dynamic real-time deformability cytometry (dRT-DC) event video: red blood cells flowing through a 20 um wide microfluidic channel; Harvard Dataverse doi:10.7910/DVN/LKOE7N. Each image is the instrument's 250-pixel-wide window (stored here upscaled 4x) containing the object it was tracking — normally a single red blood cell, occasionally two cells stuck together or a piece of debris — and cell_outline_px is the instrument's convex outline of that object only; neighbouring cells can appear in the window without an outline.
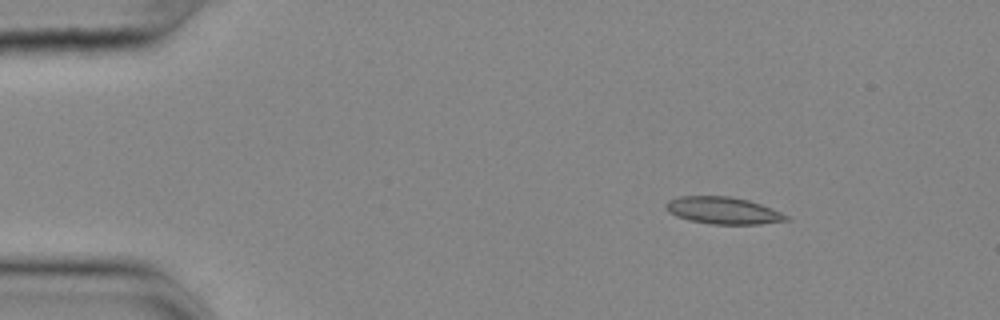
{"species": "common noctule bat (a hibernating species)", "species_latin": "Nyctalus noctula", "temperature_condition": "cold", "stored_images_in_passage": 48, "camera_frame_rate_fps": 3000, "um_per_image_px": 0.085, "animal": {"sex": "female", "body_mass_g": 25.1}, "frame": {"image": 1, "passage_image": 1, "time_ms": 0.0, "image_size_px": [1000, 320], "cell_outline_px": [[788, 220], [760, 224], [712, 224], [688, 220], [676, 216], [668, 212], [664, 204], [668, 200], [680, 196], [728, 196], [748, 200], [772, 208], [788, 216]], "centroid_in_image_um": [61.42, 17.89], "position_along_channel_um": 23.6, "area_um2": 18.9}}
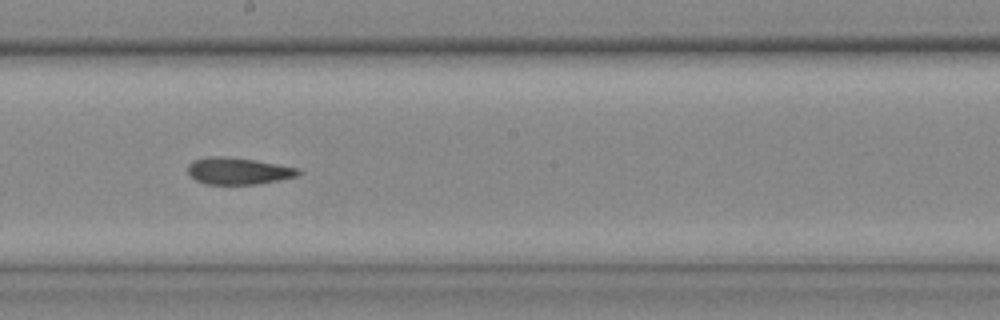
{"frame": {"image": 2, "passage_image": 24, "time_ms": 7.667, "image_size_px": [1000, 320], "cell_outline_px": [[304, 172], [296, 176], [256, 184], [204, 184], [196, 180], [188, 172], [188, 164], [192, 160], [208, 156], [220, 156], [256, 160], [300, 168]], "centroid_in_image_um": [20.25, 14.52], "position_along_channel_um": 228.0, "area_um2": 17.28}}
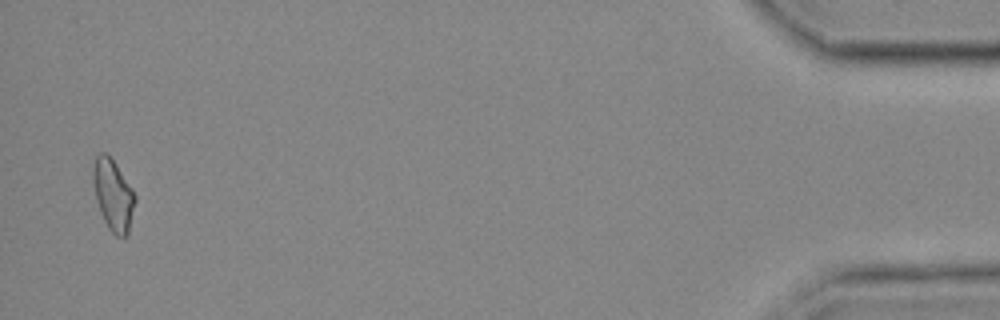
{"frame": {"image": 3, "passage_image": 47, "time_ms": 15.333, "image_size_px": [1000, 320], "cell_outline_px": [[136, 200], [128, 236], [124, 240], [116, 236], [108, 228], [100, 212], [96, 200], [92, 180], [92, 168], [96, 156], [100, 152], [104, 152], [116, 164], [132, 188], [136, 196]], "centroid_in_image_um": [9.62, 16.62], "position_along_channel_um": 425.6, "area_um2": 17.69}, "authors_computed_cell_mechanics": {"area_um2": 17.629, "velocity_mm_per_s": 3.6769, "shape_relaxation_time_tau1_ms": 5.4521, "shape_relaxation_time_tau2_ms": 3.7508, "deformation_change_tau1": 0.1179, "deformation_change_tau2": 0.1115}}